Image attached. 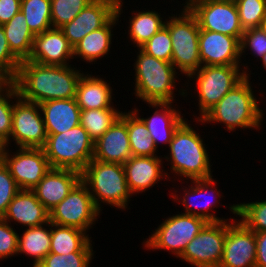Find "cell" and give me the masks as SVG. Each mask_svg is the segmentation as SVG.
<instances>
[{"mask_svg":"<svg viewBox=\"0 0 266 267\" xmlns=\"http://www.w3.org/2000/svg\"><path fill=\"white\" fill-rule=\"evenodd\" d=\"M70 65H44L21 61L15 81L19 96L26 101L42 103L56 99H73L84 74Z\"/></svg>","mask_w":266,"mask_h":267,"instance_id":"1","label":"cell"},{"mask_svg":"<svg viewBox=\"0 0 266 267\" xmlns=\"http://www.w3.org/2000/svg\"><path fill=\"white\" fill-rule=\"evenodd\" d=\"M251 74L231 89L220 101L210 109L201 119L195 122L222 123L229 131H235L237 128L246 130L249 128H259L263 121V110L259 107V102L254 95L250 83Z\"/></svg>","mask_w":266,"mask_h":267,"instance_id":"2","label":"cell"},{"mask_svg":"<svg viewBox=\"0 0 266 267\" xmlns=\"http://www.w3.org/2000/svg\"><path fill=\"white\" fill-rule=\"evenodd\" d=\"M184 121L175 131L169 144L170 171L190 180L212 177L210 157L200 134Z\"/></svg>","mask_w":266,"mask_h":267,"instance_id":"3","label":"cell"},{"mask_svg":"<svg viewBox=\"0 0 266 267\" xmlns=\"http://www.w3.org/2000/svg\"><path fill=\"white\" fill-rule=\"evenodd\" d=\"M81 181L88 187L100 211H102L100 203L126 209L133 195L126 181L124 166L120 163L92 159L81 173Z\"/></svg>","mask_w":266,"mask_h":267,"instance_id":"4","label":"cell"},{"mask_svg":"<svg viewBox=\"0 0 266 267\" xmlns=\"http://www.w3.org/2000/svg\"><path fill=\"white\" fill-rule=\"evenodd\" d=\"M138 56L134 63L135 96L148 102L175 101L174 89L179 72L171 62L150 56L138 48ZM177 71V72H176ZM174 94V95H173ZM174 99V101H173Z\"/></svg>","mask_w":266,"mask_h":267,"instance_id":"5","label":"cell"},{"mask_svg":"<svg viewBox=\"0 0 266 267\" xmlns=\"http://www.w3.org/2000/svg\"><path fill=\"white\" fill-rule=\"evenodd\" d=\"M47 135L42 149L51 168L82 173L93 159L94 141L80 124L64 133Z\"/></svg>","mask_w":266,"mask_h":267,"instance_id":"6","label":"cell"},{"mask_svg":"<svg viewBox=\"0 0 266 267\" xmlns=\"http://www.w3.org/2000/svg\"><path fill=\"white\" fill-rule=\"evenodd\" d=\"M178 15L173 14L166 19L172 42L171 63L176 70L190 75L201 67L199 54L200 28L196 17L184 6ZM178 16V17H177Z\"/></svg>","mask_w":266,"mask_h":267,"instance_id":"7","label":"cell"},{"mask_svg":"<svg viewBox=\"0 0 266 267\" xmlns=\"http://www.w3.org/2000/svg\"><path fill=\"white\" fill-rule=\"evenodd\" d=\"M246 65L244 70H242L241 65L201 66L187 76L196 82L197 90L195 91H197L199 99L200 117L194 119H201L223 96L246 77L247 71L250 69Z\"/></svg>","mask_w":266,"mask_h":267,"instance_id":"8","label":"cell"},{"mask_svg":"<svg viewBox=\"0 0 266 267\" xmlns=\"http://www.w3.org/2000/svg\"><path fill=\"white\" fill-rule=\"evenodd\" d=\"M208 222L199 216L179 213L167 217L143 244L147 249L166 250L179 258L187 244Z\"/></svg>","mask_w":266,"mask_h":267,"instance_id":"9","label":"cell"},{"mask_svg":"<svg viewBox=\"0 0 266 267\" xmlns=\"http://www.w3.org/2000/svg\"><path fill=\"white\" fill-rule=\"evenodd\" d=\"M185 6L196 17L200 30L214 31L241 40L244 30L238 9L232 0H185Z\"/></svg>","mask_w":266,"mask_h":267,"instance_id":"10","label":"cell"},{"mask_svg":"<svg viewBox=\"0 0 266 267\" xmlns=\"http://www.w3.org/2000/svg\"><path fill=\"white\" fill-rule=\"evenodd\" d=\"M88 187L80 181L71 192L49 211V221L59 226L75 227L87 232L100 217Z\"/></svg>","mask_w":266,"mask_h":267,"instance_id":"11","label":"cell"},{"mask_svg":"<svg viewBox=\"0 0 266 267\" xmlns=\"http://www.w3.org/2000/svg\"><path fill=\"white\" fill-rule=\"evenodd\" d=\"M227 221L208 222L187 244L179 258L195 267H218L222 259Z\"/></svg>","mask_w":266,"mask_h":267,"instance_id":"12","label":"cell"},{"mask_svg":"<svg viewBox=\"0 0 266 267\" xmlns=\"http://www.w3.org/2000/svg\"><path fill=\"white\" fill-rule=\"evenodd\" d=\"M47 136L39 104L19 96L13 107L10 139L18 147L42 148Z\"/></svg>","mask_w":266,"mask_h":267,"instance_id":"13","label":"cell"},{"mask_svg":"<svg viewBox=\"0 0 266 267\" xmlns=\"http://www.w3.org/2000/svg\"><path fill=\"white\" fill-rule=\"evenodd\" d=\"M7 148L3 163L20 190H32L51 168L43 149L18 147L11 154Z\"/></svg>","mask_w":266,"mask_h":267,"instance_id":"14","label":"cell"},{"mask_svg":"<svg viewBox=\"0 0 266 267\" xmlns=\"http://www.w3.org/2000/svg\"><path fill=\"white\" fill-rule=\"evenodd\" d=\"M232 219L227 222L224 251L218 267H255V232L240 220Z\"/></svg>","mask_w":266,"mask_h":267,"instance_id":"15","label":"cell"},{"mask_svg":"<svg viewBox=\"0 0 266 267\" xmlns=\"http://www.w3.org/2000/svg\"><path fill=\"white\" fill-rule=\"evenodd\" d=\"M118 0H93L71 22L60 29L74 47L92 31L105 26L115 15Z\"/></svg>","mask_w":266,"mask_h":267,"instance_id":"16","label":"cell"},{"mask_svg":"<svg viewBox=\"0 0 266 267\" xmlns=\"http://www.w3.org/2000/svg\"><path fill=\"white\" fill-rule=\"evenodd\" d=\"M201 66L240 65V40L214 31L200 30Z\"/></svg>","mask_w":266,"mask_h":267,"instance_id":"17","label":"cell"},{"mask_svg":"<svg viewBox=\"0 0 266 267\" xmlns=\"http://www.w3.org/2000/svg\"><path fill=\"white\" fill-rule=\"evenodd\" d=\"M191 182V186L188 185V188L185 187V189L183 188V198H178V194H174V192L171 194V198L174 200H176V202L178 201L179 203H182V205L184 206L185 212H183L184 214H189V215H194V216H199L204 218L207 222H221V221H228L230 219H222L217 217V215H215V213H211L210 209L213 210L215 207H218V205L216 206L217 203H220V199H216L221 198V195L219 194L220 190L216 189V181L213 179L212 177L209 178H202V179H194V180H189ZM193 183V184H192ZM215 189V190H214ZM218 190V191H217ZM217 192V193H216ZM210 195L211 198H213L212 201L207 200L206 198ZM205 197L206 200H204L203 198ZM198 199V204L197 203H193L192 201L194 200L193 198ZM181 199V202H180ZM193 199V200H190ZM204 200V203L203 201ZM196 201V200H194ZM215 206V207H214ZM213 207V209H212Z\"/></svg>","mask_w":266,"mask_h":267,"instance_id":"18","label":"cell"},{"mask_svg":"<svg viewBox=\"0 0 266 267\" xmlns=\"http://www.w3.org/2000/svg\"><path fill=\"white\" fill-rule=\"evenodd\" d=\"M131 157L127 112H122L115 123L94 142L93 159L124 164Z\"/></svg>","mask_w":266,"mask_h":267,"instance_id":"19","label":"cell"},{"mask_svg":"<svg viewBox=\"0 0 266 267\" xmlns=\"http://www.w3.org/2000/svg\"><path fill=\"white\" fill-rule=\"evenodd\" d=\"M73 57V46L60 28H50L34 37L28 61L44 65H69Z\"/></svg>","mask_w":266,"mask_h":267,"instance_id":"20","label":"cell"},{"mask_svg":"<svg viewBox=\"0 0 266 267\" xmlns=\"http://www.w3.org/2000/svg\"><path fill=\"white\" fill-rule=\"evenodd\" d=\"M162 162L160 156H132L126 161L123 166L130 192L137 195L149 190L160 180L171 178L163 169Z\"/></svg>","mask_w":266,"mask_h":267,"instance_id":"21","label":"cell"},{"mask_svg":"<svg viewBox=\"0 0 266 267\" xmlns=\"http://www.w3.org/2000/svg\"><path fill=\"white\" fill-rule=\"evenodd\" d=\"M81 181V173L71 169L50 168L32 189L36 198L50 211Z\"/></svg>","mask_w":266,"mask_h":267,"instance_id":"22","label":"cell"},{"mask_svg":"<svg viewBox=\"0 0 266 267\" xmlns=\"http://www.w3.org/2000/svg\"><path fill=\"white\" fill-rule=\"evenodd\" d=\"M2 218L10 224L12 221L26 228L37 227L49 222V211L32 190H20Z\"/></svg>","mask_w":266,"mask_h":267,"instance_id":"23","label":"cell"},{"mask_svg":"<svg viewBox=\"0 0 266 267\" xmlns=\"http://www.w3.org/2000/svg\"><path fill=\"white\" fill-rule=\"evenodd\" d=\"M148 104L156 111L150 117L139 118L146 125L156 148H158L159 141L161 144H168L169 147L176 129L186 118L181 115L178 109H175L172 102H148Z\"/></svg>","mask_w":266,"mask_h":267,"instance_id":"24","label":"cell"},{"mask_svg":"<svg viewBox=\"0 0 266 267\" xmlns=\"http://www.w3.org/2000/svg\"><path fill=\"white\" fill-rule=\"evenodd\" d=\"M123 0H118L116 6V15L103 27L92 31L82 38L73 47V57L84 59L83 61L92 63L97 59L108 54L112 44V28L116 26L119 21V15L123 12ZM122 11V12H121Z\"/></svg>","mask_w":266,"mask_h":267,"instance_id":"25","label":"cell"},{"mask_svg":"<svg viewBox=\"0 0 266 267\" xmlns=\"http://www.w3.org/2000/svg\"><path fill=\"white\" fill-rule=\"evenodd\" d=\"M47 134L64 133L80 124L81 109L73 99H56L39 104Z\"/></svg>","mask_w":266,"mask_h":267,"instance_id":"26","label":"cell"},{"mask_svg":"<svg viewBox=\"0 0 266 267\" xmlns=\"http://www.w3.org/2000/svg\"><path fill=\"white\" fill-rule=\"evenodd\" d=\"M98 77L87 72L81 76L75 97L81 110L116 108L112 102L113 89L106 80Z\"/></svg>","mask_w":266,"mask_h":267,"instance_id":"27","label":"cell"},{"mask_svg":"<svg viewBox=\"0 0 266 267\" xmlns=\"http://www.w3.org/2000/svg\"><path fill=\"white\" fill-rule=\"evenodd\" d=\"M53 227V228H52ZM87 232L68 226L51 223L50 253L69 254L72 252H93L92 237Z\"/></svg>","mask_w":266,"mask_h":267,"instance_id":"28","label":"cell"},{"mask_svg":"<svg viewBox=\"0 0 266 267\" xmlns=\"http://www.w3.org/2000/svg\"><path fill=\"white\" fill-rule=\"evenodd\" d=\"M3 30L12 54L21 62L28 60L32 48L34 35L30 31L22 11L3 24Z\"/></svg>","mask_w":266,"mask_h":267,"instance_id":"29","label":"cell"},{"mask_svg":"<svg viewBox=\"0 0 266 267\" xmlns=\"http://www.w3.org/2000/svg\"><path fill=\"white\" fill-rule=\"evenodd\" d=\"M49 228H46V227ZM51 222L47 224L26 228L22 236H18V253L32 257L33 266L37 267L50 253ZM49 229V230H48Z\"/></svg>","mask_w":266,"mask_h":267,"instance_id":"30","label":"cell"},{"mask_svg":"<svg viewBox=\"0 0 266 267\" xmlns=\"http://www.w3.org/2000/svg\"><path fill=\"white\" fill-rule=\"evenodd\" d=\"M134 12L132 13V18H129L127 27L129 28V39L134 45L136 44L138 49L165 26L166 19L163 21L161 14L155 10L136 11L135 14Z\"/></svg>","mask_w":266,"mask_h":267,"instance_id":"31","label":"cell"},{"mask_svg":"<svg viewBox=\"0 0 266 267\" xmlns=\"http://www.w3.org/2000/svg\"><path fill=\"white\" fill-rule=\"evenodd\" d=\"M137 108L127 112V131L132 156H157V148Z\"/></svg>","mask_w":266,"mask_h":267,"instance_id":"32","label":"cell"},{"mask_svg":"<svg viewBox=\"0 0 266 267\" xmlns=\"http://www.w3.org/2000/svg\"><path fill=\"white\" fill-rule=\"evenodd\" d=\"M122 111L115 108L81 110L80 125L95 142L121 116Z\"/></svg>","mask_w":266,"mask_h":267,"instance_id":"33","label":"cell"},{"mask_svg":"<svg viewBox=\"0 0 266 267\" xmlns=\"http://www.w3.org/2000/svg\"><path fill=\"white\" fill-rule=\"evenodd\" d=\"M21 11L34 36L52 28L51 0H21Z\"/></svg>","mask_w":266,"mask_h":267,"instance_id":"34","label":"cell"},{"mask_svg":"<svg viewBox=\"0 0 266 267\" xmlns=\"http://www.w3.org/2000/svg\"><path fill=\"white\" fill-rule=\"evenodd\" d=\"M233 214L239 219L248 229L254 232L266 231V200L233 204L228 206Z\"/></svg>","mask_w":266,"mask_h":267,"instance_id":"35","label":"cell"},{"mask_svg":"<svg viewBox=\"0 0 266 267\" xmlns=\"http://www.w3.org/2000/svg\"><path fill=\"white\" fill-rule=\"evenodd\" d=\"M19 97L16 85L8 82L0 90V138L6 142V146H10V134L12 131V113L14 101Z\"/></svg>","mask_w":266,"mask_h":267,"instance_id":"36","label":"cell"},{"mask_svg":"<svg viewBox=\"0 0 266 267\" xmlns=\"http://www.w3.org/2000/svg\"><path fill=\"white\" fill-rule=\"evenodd\" d=\"M93 0H51L52 28L71 22Z\"/></svg>","mask_w":266,"mask_h":267,"instance_id":"37","label":"cell"},{"mask_svg":"<svg viewBox=\"0 0 266 267\" xmlns=\"http://www.w3.org/2000/svg\"><path fill=\"white\" fill-rule=\"evenodd\" d=\"M243 30L260 27L266 16V0H235Z\"/></svg>","mask_w":266,"mask_h":267,"instance_id":"38","label":"cell"},{"mask_svg":"<svg viewBox=\"0 0 266 267\" xmlns=\"http://www.w3.org/2000/svg\"><path fill=\"white\" fill-rule=\"evenodd\" d=\"M140 49L146 54L157 59L171 62L172 42L168 27L165 25L154 34Z\"/></svg>","mask_w":266,"mask_h":267,"instance_id":"39","label":"cell"},{"mask_svg":"<svg viewBox=\"0 0 266 267\" xmlns=\"http://www.w3.org/2000/svg\"><path fill=\"white\" fill-rule=\"evenodd\" d=\"M93 252L49 253L37 267H89Z\"/></svg>","mask_w":266,"mask_h":267,"instance_id":"40","label":"cell"},{"mask_svg":"<svg viewBox=\"0 0 266 267\" xmlns=\"http://www.w3.org/2000/svg\"><path fill=\"white\" fill-rule=\"evenodd\" d=\"M20 63L10 51L3 26L0 25V76L7 82H14Z\"/></svg>","mask_w":266,"mask_h":267,"instance_id":"41","label":"cell"},{"mask_svg":"<svg viewBox=\"0 0 266 267\" xmlns=\"http://www.w3.org/2000/svg\"><path fill=\"white\" fill-rule=\"evenodd\" d=\"M248 48L252 53V56L258 58H262V56L266 53V34L258 28H251L244 30L240 40V56L245 53ZM244 52V53H243Z\"/></svg>","mask_w":266,"mask_h":267,"instance_id":"42","label":"cell"},{"mask_svg":"<svg viewBox=\"0 0 266 267\" xmlns=\"http://www.w3.org/2000/svg\"><path fill=\"white\" fill-rule=\"evenodd\" d=\"M20 191L13 176L2 162L0 163V217L6 213L9 203Z\"/></svg>","mask_w":266,"mask_h":267,"instance_id":"43","label":"cell"},{"mask_svg":"<svg viewBox=\"0 0 266 267\" xmlns=\"http://www.w3.org/2000/svg\"><path fill=\"white\" fill-rule=\"evenodd\" d=\"M18 236L13 226L0 217V260L17 256Z\"/></svg>","mask_w":266,"mask_h":267,"instance_id":"44","label":"cell"},{"mask_svg":"<svg viewBox=\"0 0 266 267\" xmlns=\"http://www.w3.org/2000/svg\"><path fill=\"white\" fill-rule=\"evenodd\" d=\"M21 11V0H0V25L10 21Z\"/></svg>","mask_w":266,"mask_h":267,"instance_id":"45","label":"cell"},{"mask_svg":"<svg viewBox=\"0 0 266 267\" xmlns=\"http://www.w3.org/2000/svg\"><path fill=\"white\" fill-rule=\"evenodd\" d=\"M256 263L255 267H266V231L255 232Z\"/></svg>","mask_w":266,"mask_h":267,"instance_id":"46","label":"cell"},{"mask_svg":"<svg viewBox=\"0 0 266 267\" xmlns=\"http://www.w3.org/2000/svg\"><path fill=\"white\" fill-rule=\"evenodd\" d=\"M6 142L0 138V163L3 162V158H4V153L6 150Z\"/></svg>","mask_w":266,"mask_h":267,"instance_id":"47","label":"cell"},{"mask_svg":"<svg viewBox=\"0 0 266 267\" xmlns=\"http://www.w3.org/2000/svg\"><path fill=\"white\" fill-rule=\"evenodd\" d=\"M261 30L266 34V16L263 19L261 25H260Z\"/></svg>","mask_w":266,"mask_h":267,"instance_id":"48","label":"cell"},{"mask_svg":"<svg viewBox=\"0 0 266 267\" xmlns=\"http://www.w3.org/2000/svg\"><path fill=\"white\" fill-rule=\"evenodd\" d=\"M8 82L6 80H4L1 76H0V90L7 84Z\"/></svg>","mask_w":266,"mask_h":267,"instance_id":"49","label":"cell"},{"mask_svg":"<svg viewBox=\"0 0 266 267\" xmlns=\"http://www.w3.org/2000/svg\"><path fill=\"white\" fill-rule=\"evenodd\" d=\"M262 64L261 66H263L264 69H266V53L262 56L261 58Z\"/></svg>","mask_w":266,"mask_h":267,"instance_id":"50","label":"cell"}]
</instances>
